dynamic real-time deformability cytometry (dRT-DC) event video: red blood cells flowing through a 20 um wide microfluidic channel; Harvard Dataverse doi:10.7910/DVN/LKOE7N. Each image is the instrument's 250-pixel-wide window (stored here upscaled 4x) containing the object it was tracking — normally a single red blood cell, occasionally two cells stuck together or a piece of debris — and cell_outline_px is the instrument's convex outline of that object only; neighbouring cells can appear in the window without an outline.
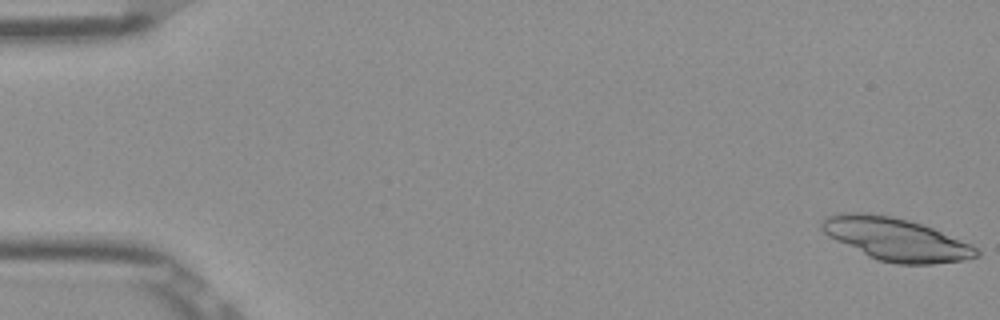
{"species": "Egyptian fruit bat (a non-hibernating species)", "species_latin": "Rousettus aegyptiacus", "temperature_condition": "room temperature", "stored_images_in_passage": 51, "camera_frame_rate_fps": 3000, "um_per_image_px": 0.085, "frame": {"image": 1, "passage_image": 1, "time_ms": 0.0, "image_size_px": [1000, 320], "cell_outline_px": [[980, 256], [964, 260], [932, 264], [896, 264], [876, 260], [828, 236], [820, 228], [820, 224], [828, 216], [840, 212], [868, 212], [892, 216], [908, 220], [932, 228], [972, 244], [980, 252]], "centroid_in_image_um": [76.15, 20.33], "position_along_channel_um": 8.8, "area_um2": 38.49}}